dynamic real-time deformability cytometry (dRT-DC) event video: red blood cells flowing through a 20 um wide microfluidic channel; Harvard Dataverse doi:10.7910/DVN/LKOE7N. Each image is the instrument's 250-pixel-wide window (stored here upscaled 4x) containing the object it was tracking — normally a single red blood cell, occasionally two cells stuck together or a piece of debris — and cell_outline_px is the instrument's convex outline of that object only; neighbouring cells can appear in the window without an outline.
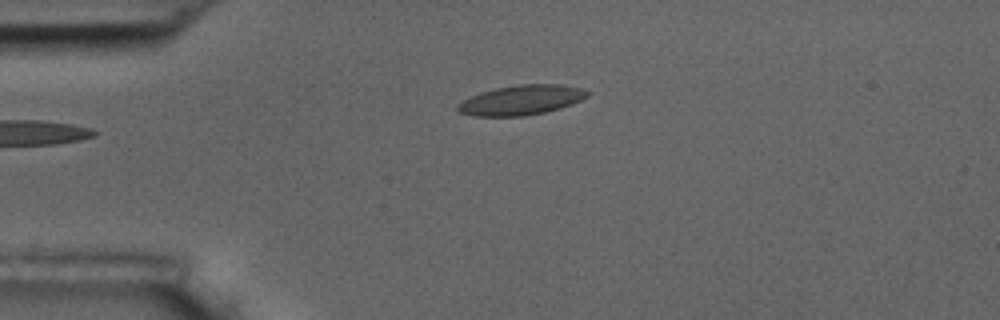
{"species": "common noctule bat (a hibernating species)", "species_latin": "Nyctalus noctula", "temperature_condition": "room temperature", "stored_images_in_passage": 4, "camera_frame_rate_fps": 3000, "um_per_image_px": 0.085, "animal": {"sex": "male", "body_mass_g": 17.5, "forearm_length_mm": 52.3}, "frame": {"image": 1, "passage_image": 4, "time_ms": 3.667, "image_size_px": [1000, 320], "cell_outline_px": [[588, 96], [572, 104], [560, 108], [544, 112], [524, 116], [476, 116], [460, 112], [456, 108], [456, 104], [480, 92], [496, 88], [520, 84], [560, 84], [580, 88], [588, 92]], "centroid_in_image_um": [44.3, 8.5], "position_along_channel_um": 40.7, "area_um2": 22.31}}